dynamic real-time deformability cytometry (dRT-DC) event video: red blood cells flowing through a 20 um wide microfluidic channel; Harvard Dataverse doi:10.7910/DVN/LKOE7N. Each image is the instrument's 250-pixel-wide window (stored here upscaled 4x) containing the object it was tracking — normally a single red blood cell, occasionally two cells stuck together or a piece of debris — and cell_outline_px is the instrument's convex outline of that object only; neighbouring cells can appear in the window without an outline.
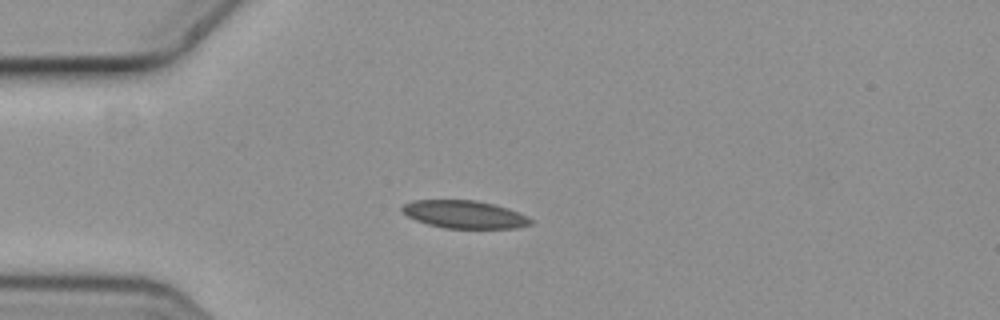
{"species": "common noctule bat (a hibernating species)", "species_latin": "Nyctalus noctula", "temperature_condition": "cold", "stored_images_in_passage": 7, "camera_frame_rate_fps": 3000, "um_per_image_px": 0.085, "animal": {"sex": "female", "body_mass_g": 19.3, "forearm_length_mm": 54.1}, "frame": {"image": 1, "passage_image": 1, "time_ms": 0.0, "image_size_px": [1000, 320], "cell_outline_px": [[536, 220], [532, 224], [516, 228], [444, 228], [428, 224], [416, 220], [400, 212], [400, 208], [404, 204], [412, 200], [476, 200], [496, 204], [508, 208], [528, 216]], "centroid_in_image_um": [39.5, 18.22], "position_along_channel_um": 45.5, "area_um2": 21.1}}
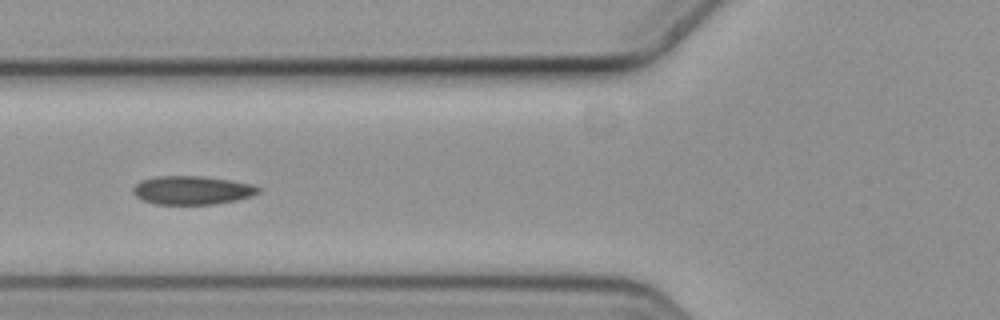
{"frame": {"image": 2, "passage_image": 3, "time_ms": 0.667, "image_size_px": [1000, 320], "cell_outline_px": [[260, 192], [252, 196], [236, 200], [212, 204], [156, 204], [144, 200], [136, 196], [132, 192], [132, 188], [140, 180], [156, 176], [200, 176], [228, 180], [252, 184], [260, 188]], "centroid_in_image_um": [16.31, 16.16], "position_along_channel_um": 109.5, "area_um2": 20.75}}